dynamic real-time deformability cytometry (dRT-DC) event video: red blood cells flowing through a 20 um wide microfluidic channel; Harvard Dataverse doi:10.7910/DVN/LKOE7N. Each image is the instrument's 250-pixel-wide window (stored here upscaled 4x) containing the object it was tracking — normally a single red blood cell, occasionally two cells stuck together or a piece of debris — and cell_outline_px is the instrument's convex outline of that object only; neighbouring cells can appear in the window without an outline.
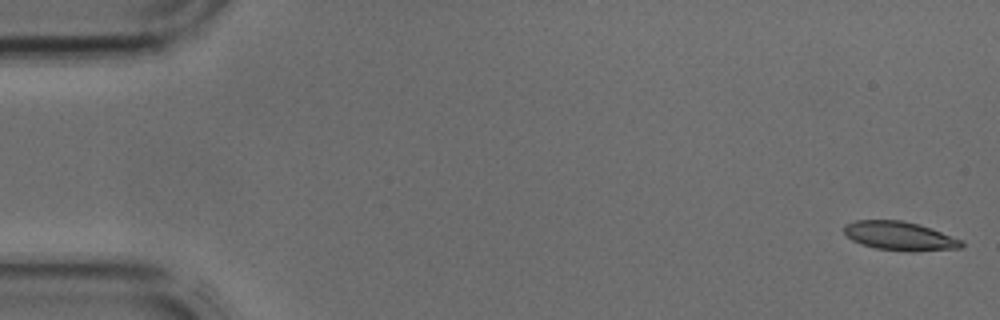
{"species": "common noctule bat (a hibernating species)", "species_latin": "Nyctalus noctula", "temperature_condition": "cold", "stored_images_in_passage": 42, "camera_frame_rate_fps": 3000, "um_per_image_px": 0.085, "animal": {"sex": "male", "body_mass_g": 17.9, "forearm_length_mm": 54.2}, "frame": {"image": 1, "passage_image": 1, "time_ms": 0.0, "image_size_px": [1000, 320], "cell_outline_px": [[964, 248], [912, 252], [908, 252], [876, 248], [852, 240], [844, 232], [844, 224], [856, 220], [904, 220], [920, 224], [964, 240]], "centroid_in_image_um": [76.54, 20.06], "position_along_channel_um": 8.5, "area_um2": 20.0}}
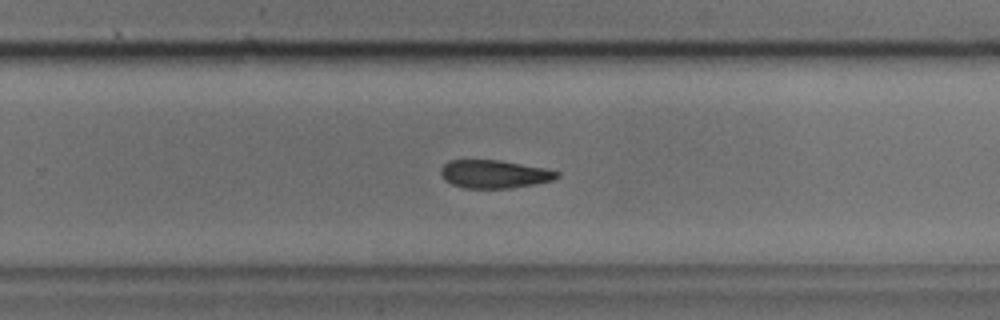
{"frame": {"image": 2, "passage_image": 27, "time_ms": 8.667, "image_size_px": [1000, 320], "cell_outline_px": [[560, 176], [552, 180], [532, 184], [508, 188], [464, 188], [452, 184], [444, 180], [440, 172], [440, 168], [448, 160], [500, 160], [544, 168], [560, 172]], "centroid_in_image_um": [41.98, 14.79], "position_along_channel_um": 287.8, "area_um2": 18.96}}
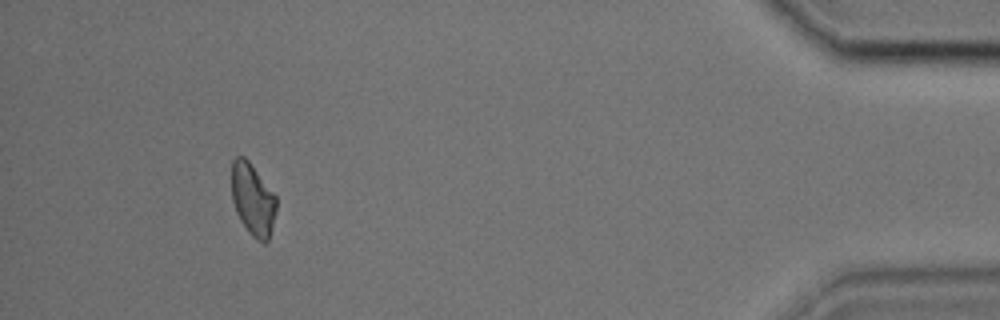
{"frame": {"image": 3, "passage_image": 39, "time_ms": 12.667, "image_size_px": [1000, 320], "cell_outline_px": [[276, 212], [272, 228], [268, 240], [264, 244], [256, 240], [248, 232], [240, 220], [236, 212], [232, 200], [232, 160], [236, 156], [244, 156], [248, 160], [276, 196]], "centroid_in_image_um": [21.48, 16.98], "position_along_channel_um": 413.7, "area_um2": 18.84}}